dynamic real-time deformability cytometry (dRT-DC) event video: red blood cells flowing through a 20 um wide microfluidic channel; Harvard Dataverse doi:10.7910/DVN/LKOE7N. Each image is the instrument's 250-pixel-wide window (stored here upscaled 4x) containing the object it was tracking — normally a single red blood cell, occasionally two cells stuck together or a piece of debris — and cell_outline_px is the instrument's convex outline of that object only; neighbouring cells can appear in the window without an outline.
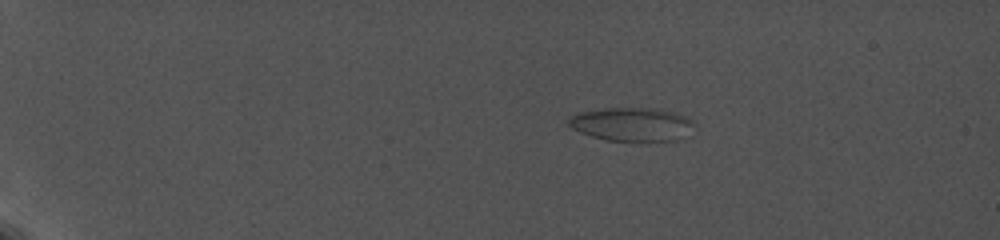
{"species": "common noctule bat (a hibernating species)", "species_latin": "Nyctalus noctula", "temperature_condition": "cold", "stored_images_in_passage": 36, "camera_frame_rate_fps": 5000, "um_per_image_px": 0.085, "animal": {"sex": "female", "body_mass_g": 19.0, "forearm_length_mm": 56.7}, "frame": {"image": 1, "passage_image": 1, "time_ms": 0.0, "image_size_px": [1000, 240], "cell_outline_px": [[692, 124], [676, 140], [608, 140], [592, 136], [580, 132], [572, 128], [568, 124], [568, 116], [580, 112], [604, 108], [652, 108], [672, 112], [688, 116], [692, 120]], "centroid_in_image_um": [53.6, 10.53], "position_along_channel_um": 31.4, "area_um2": 23.87}}
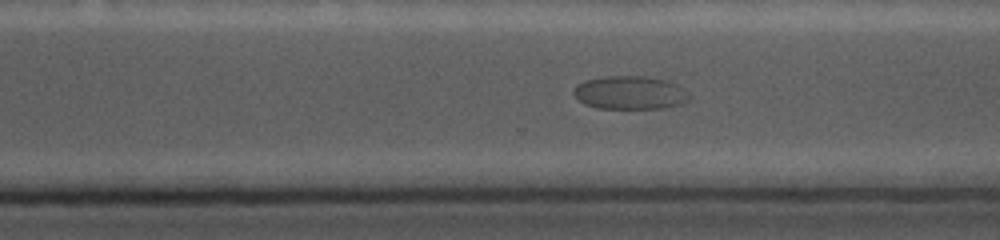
{"frame": {"image": 2, "passage_image": 28, "time_ms": 12.0, "image_size_px": [1000, 240], "cell_outline_px": [[688, 100], [664, 108], [596, 108], [584, 104], [572, 92], [584, 80], [604, 76], [644, 76], [664, 80], [676, 84], [684, 88], [688, 96]], "centroid_in_image_um": [53.52, 7.87], "position_along_channel_um": 317.1, "area_um2": 22.08}}
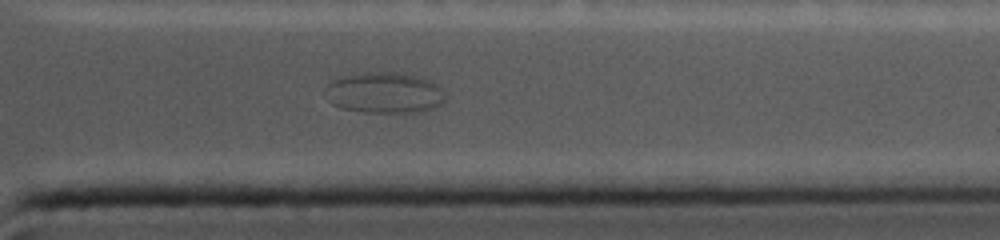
{"frame": {"image": 3, "passage_image": 32, "time_ms": 13.8, "image_size_px": [1000, 240], "cell_outline_px": [[444, 100], [440, 104], [432, 108], [420, 112], [364, 112], [340, 108], [332, 104], [328, 100], [324, 88], [332, 80], [344, 76], [364, 72], [400, 72], [416, 76], [428, 80], [436, 84], [440, 88], [444, 96]], "centroid_in_image_um": [32.63, 7.88], "position_along_channel_um": 378.8, "area_um2": 28.55}}